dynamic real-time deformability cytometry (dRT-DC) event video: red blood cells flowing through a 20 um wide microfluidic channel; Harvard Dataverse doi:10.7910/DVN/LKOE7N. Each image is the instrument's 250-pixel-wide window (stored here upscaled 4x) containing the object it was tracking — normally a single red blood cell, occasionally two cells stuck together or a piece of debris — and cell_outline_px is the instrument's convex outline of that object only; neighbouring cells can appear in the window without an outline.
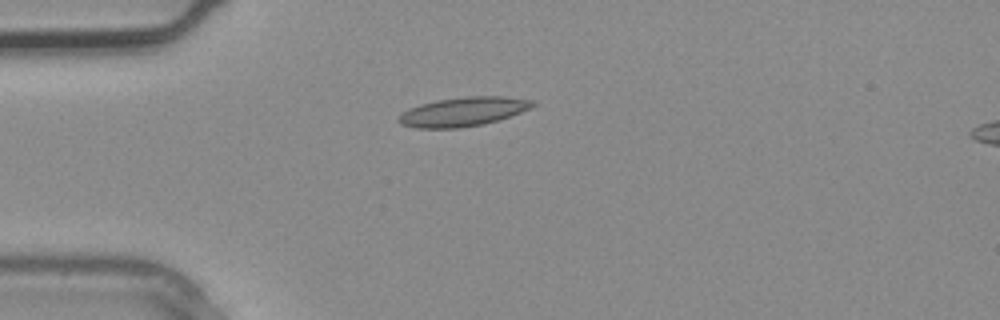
{"species": "common noctule bat (a hibernating species)", "species_latin": "Nyctalus noctula", "temperature_condition": "warm", "stored_images_in_passage": 2, "segment_of_instrument_passage": [1, 2], "camera_frame_rate_fps": 3000, "um_per_image_px": 0.085, "animal": {"sex": "male", "body_mass_g": 20.4}, "frame": {"image": 1, "passage_image": 1, "time_ms": 0.0, "image_size_px": [1000, 320], "cell_outline_px": [[536, 104], [532, 108], [484, 124], [456, 128], [416, 128], [400, 124], [396, 120], [408, 108], [420, 104], [436, 100], [468, 96], [504, 96], [536, 100]], "centroid_in_image_um": [39.37, 9.48], "position_along_channel_um": 45.6, "area_um2": 22.72}}